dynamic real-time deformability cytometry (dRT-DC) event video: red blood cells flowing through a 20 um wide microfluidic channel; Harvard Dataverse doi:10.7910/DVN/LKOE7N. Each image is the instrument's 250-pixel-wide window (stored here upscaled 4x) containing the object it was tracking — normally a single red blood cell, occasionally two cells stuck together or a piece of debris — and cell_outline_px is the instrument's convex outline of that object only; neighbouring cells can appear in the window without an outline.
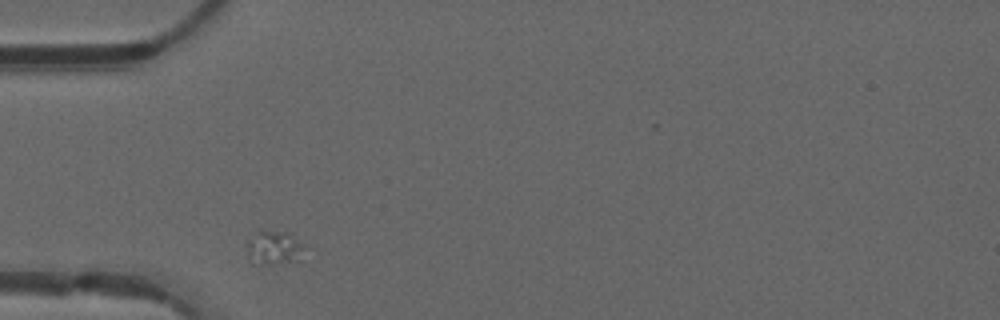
{"species": "common noctule bat (a hibernating species)", "species_latin": "Nyctalus noctula", "temperature_condition": "warm", "stored_images_in_passage": 8, "camera_frame_rate_fps": 3000, "um_per_image_px": 0.085, "animal": {"sex": "male", "forearm_length_mm": 52.5}, "frame": {"image": 1, "passage_image": 2, "time_ms": 0.333, "image_size_px": [1000, 320], "cell_outline_px": [[300, 260], [272, 264], [260, 264], [248, 256], [248, 240], [260, 228], [292, 232], [300, 244]], "centroid_in_image_um": [23.26, 20.99], "position_along_channel_um": 61.7, "area_um2": 11.21}}